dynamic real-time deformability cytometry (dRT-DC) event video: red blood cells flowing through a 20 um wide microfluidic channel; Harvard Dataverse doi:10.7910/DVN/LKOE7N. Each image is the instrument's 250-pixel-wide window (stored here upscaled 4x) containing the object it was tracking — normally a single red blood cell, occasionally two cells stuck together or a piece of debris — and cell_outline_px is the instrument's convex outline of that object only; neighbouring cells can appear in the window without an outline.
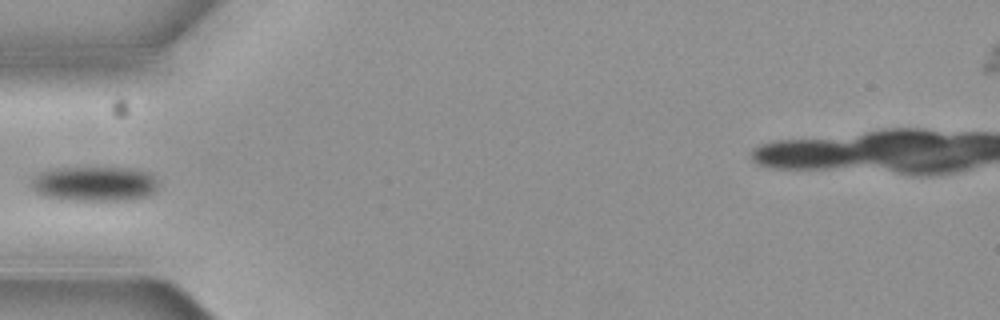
{"species": "common noctule bat (a hibernating species)", "species_latin": "Nyctalus noctula", "temperature_condition": "cold", "stored_images_in_passage": 5, "camera_frame_rate_fps": 3000, "um_per_image_px": 0.085, "animal": {"sex": "female", "body_mass_g": 19.3, "forearm_length_mm": 54.1}, "frame": {"image": 1, "passage_image": 5, "time_ms": 1.333, "image_size_px": [1000, 320], "cell_outline_px": [[160, 184], [156, 192], [148, 196], [124, 200], [72, 200], [44, 196], [36, 192], [32, 188], [32, 180], [36, 176], [44, 172], [64, 168], [132, 168], [148, 172], [156, 176], [160, 180]], "centroid_in_image_um": [8.16, 15.63], "position_along_channel_um": 76.8, "area_um2": 25.72}}